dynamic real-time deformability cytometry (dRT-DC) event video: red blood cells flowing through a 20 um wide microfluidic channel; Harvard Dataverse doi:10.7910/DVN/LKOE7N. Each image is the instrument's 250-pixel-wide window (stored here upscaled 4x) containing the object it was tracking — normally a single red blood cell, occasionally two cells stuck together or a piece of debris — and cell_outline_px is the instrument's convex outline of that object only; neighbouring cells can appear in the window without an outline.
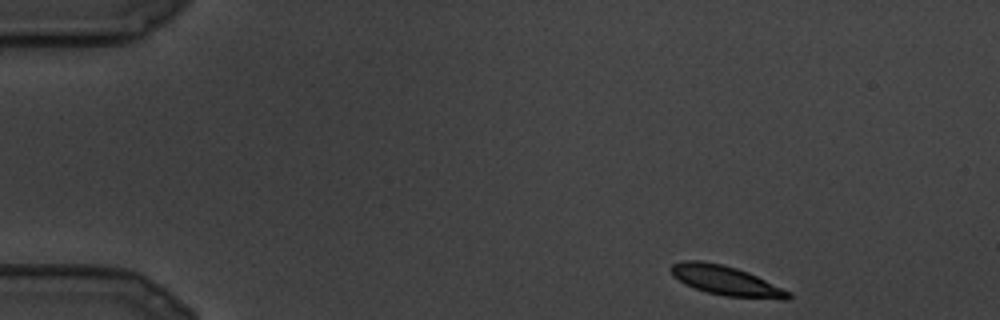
{"species": "common noctule bat (a hibernating species)", "species_latin": "Nyctalus noctula", "temperature_condition": "cold", "stored_images_in_passage": 19, "camera_frame_rate_fps": 3000, "um_per_image_px": 0.085, "animal": {"sex": "male", "body_mass_g": 19.5, "forearm_length_mm": 54.6}, "frame": {"image": 1, "passage_image": 1, "time_ms": 0.0, "image_size_px": [1000, 320], "cell_outline_px": [[792, 296], [788, 300], [784, 300], [724, 296], [708, 292], [684, 284], [672, 276], [668, 268], [672, 264], [684, 260], [700, 260], [724, 264], [748, 272], [792, 292]], "centroid_in_image_um": [61.71, 23.85], "position_along_channel_um": 23.3, "area_um2": 20.52}}
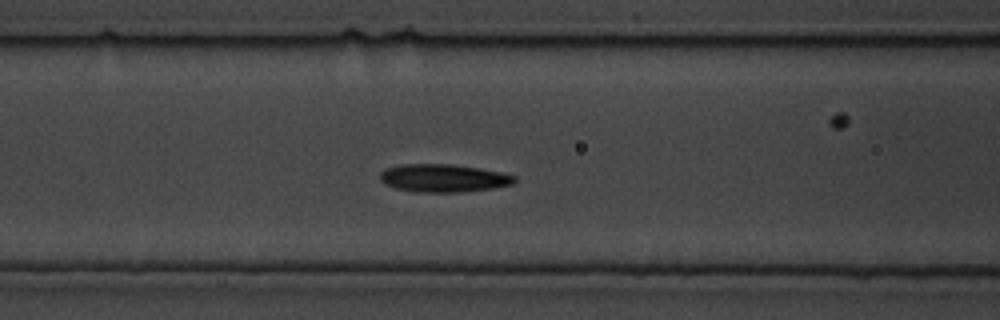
{"frame": {"image": 2, "passage_image": 9, "time_ms": 2.667, "image_size_px": [1000, 320], "cell_outline_px": [[516, 180], [512, 184], [492, 188], [456, 192], [412, 192], [396, 188], [380, 180], [380, 172], [384, 168], [400, 164], [452, 164], [500, 172], [516, 176]], "centroid_in_image_um": [37.65, 15.13], "position_along_channel_um": 129.0, "area_um2": 21.73}}
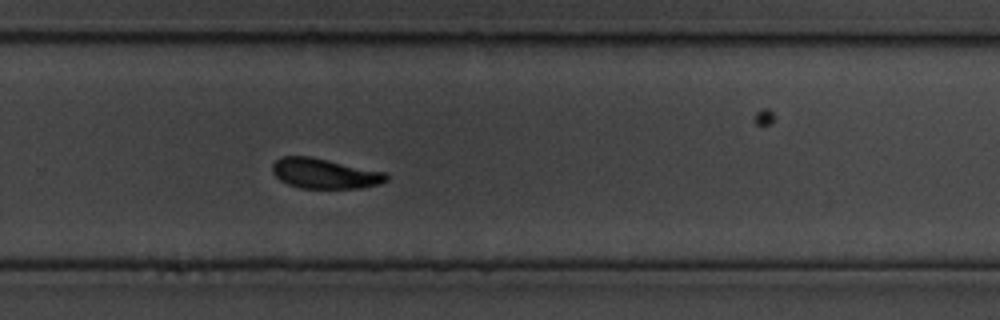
{"frame": {"image": 3, "passage_image": 16, "time_ms": 5.0, "image_size_px": [1000, 320], "cell_outline_px": [[388, 180], [380, 184], [360, 188], [300, 188], [288, 184], [280, 180], [272, 172], [272, 164], [280, 156], [312, 156], [388, 172]], "centroid_in_image_um": [27.63, 14.73], "position_along_channel_um": 302.2, "area_um2": 20.35}}